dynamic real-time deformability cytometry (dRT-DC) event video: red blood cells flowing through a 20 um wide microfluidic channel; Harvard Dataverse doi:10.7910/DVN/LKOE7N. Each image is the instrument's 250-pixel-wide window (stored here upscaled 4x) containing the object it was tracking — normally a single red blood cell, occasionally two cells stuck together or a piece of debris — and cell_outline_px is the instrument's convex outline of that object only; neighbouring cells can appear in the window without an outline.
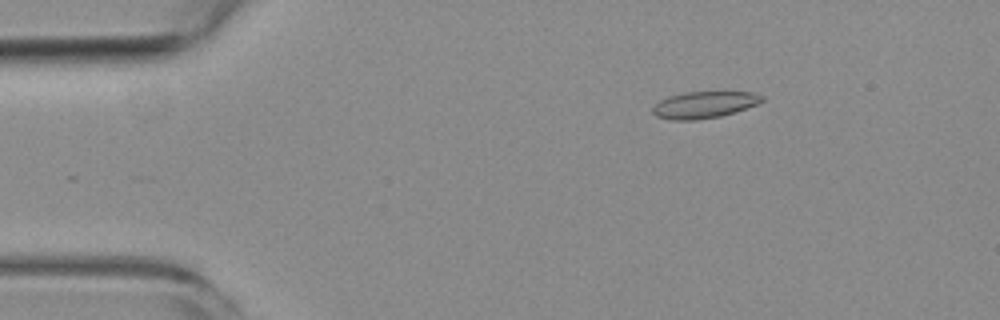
{"species": "common noctule bat (a hibernating species)", "species_latin": "Nyctalus noctula", "temperature_condition": "room temperature", "stored_images_in_passage": 3, "camera_frame_rate_fps": 3000, "um_per_image_px": 0.085, "animal": {"sex": "female", "body_mass_g": 19.3, "forearm_length_mm": 54.1}, "frame": {"image": 1, "passage_image": 1, "time_ms": 0.0, "image_size_px": [1000, 320], "cell_outline_px": [[764, 100], [760, 104], [736, 112], [720, 116], [696, 120], [672, 120], [656, 116], [652, 112], [652, 108], [660, 100], [668, 96], [684, 92], [752, 92], [764, 96]], "centroid_in_image_um": [59.89, 8.9], "position_along_channel_um": 25.1, "area_um2": 17.17}}